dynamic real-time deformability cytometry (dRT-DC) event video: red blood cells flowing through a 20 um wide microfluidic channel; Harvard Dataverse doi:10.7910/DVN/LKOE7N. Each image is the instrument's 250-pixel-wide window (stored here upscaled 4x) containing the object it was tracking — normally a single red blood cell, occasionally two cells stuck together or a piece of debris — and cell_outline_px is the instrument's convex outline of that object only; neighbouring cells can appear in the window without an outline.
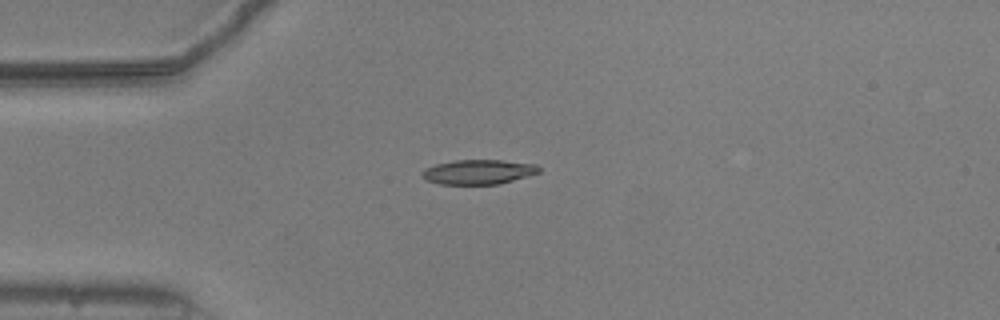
{"species": "common noctule bat (a hibernating species)", "species_latin": "Nyctalus noctula", "temperature_condition": "warm", "stored_images_in_passage": 41, "camera_frame_rate_fps": 3000, "um_per_image_px": 0.085, "animal": {"sex": "male", "body_mass_g": 20.5, "forearm_length_mm": 52.5}, "frame": {"image": 1, "passage_image": 1, "time_ms": 0.0, "image_size_px": [1000, 320], "cell_outline_px": [[540, 172], [500, 184], [440, 184], [424, 180], [420, 176], [420, 172], [424, 168], [436, 164], [456, 160], [500, 160], [536, 164], [540, 168]], "centroid_in_image_um": [40.61, 14.61], "position_along_channel_um": 44.4, "area_um2": 16.88}}
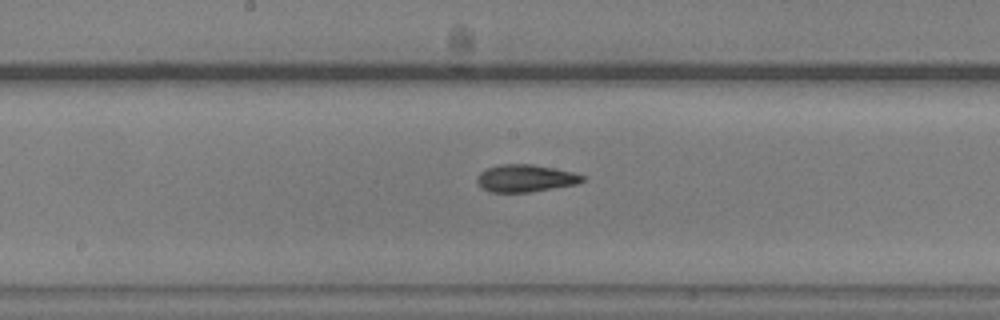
{"frame": {"image": 2, "passage_image": 15, "time_ms": 4.667, "image_size_px": [1000, 320], "cell_outline_px": [[588, 176], [584, 180], [576, 184], [528, 192], [488, 192], [480, 188], [476, 180], [476, 176], [480, 172], [488, 168], [500, 164], [532, 164], [556, 168]], "centroid_in_image_um": [44.64, 15.15], "position_along_channel_um": 203.6, "area_um2": 16.94}}
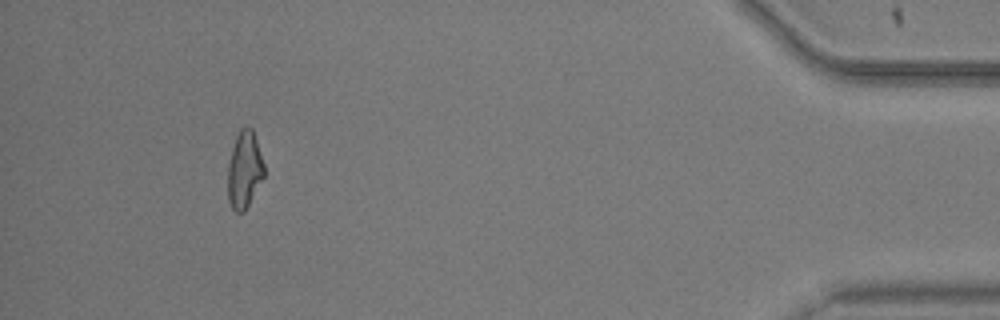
{"frame": {"image": 3, "passage_image": 37, "time_ms": 12.0, "image_size_px": [1000, 320], "cell_outline_px": [[264, 176], [244, 212], [236, 212], [232, 208], [228, 200], [228, 164], [232, 148], [236, 136], [240, 128], [244, 124], [252, 128], [264, 164]], "centroid_in_image_um": [20.76, 14.4], "position_along_channel_um": 414.4, "area_um2": 16.24}, "authors_computed_cell_mechanics": {"area_um2": 16.7042, "velocity_mm_per_s": 3.7801, "shape_relaxation_time_tau1_ms": 5.2235, "shape_relaxation_time_tau2_ms": 2.1934, "deformation_change_tau1": 0.1743, "deformation_change_tau2": 0.0851}}